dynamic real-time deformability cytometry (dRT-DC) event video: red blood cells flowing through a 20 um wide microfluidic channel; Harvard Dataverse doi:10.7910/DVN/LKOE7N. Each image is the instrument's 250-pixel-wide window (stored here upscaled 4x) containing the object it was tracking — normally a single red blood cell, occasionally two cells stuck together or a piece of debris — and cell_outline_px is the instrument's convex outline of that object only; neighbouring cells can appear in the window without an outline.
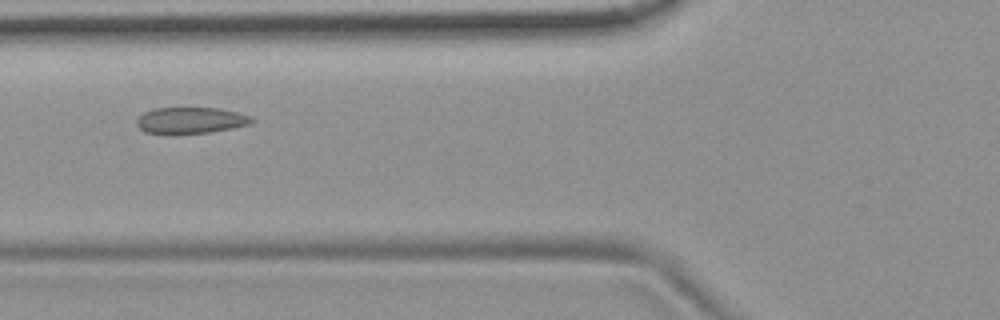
{"species": "common noctule bat (a hibernating species)", "species_latin": "Nyctalus noctula", "temperature_condition": "room temperature", "stored_images_in_passage": 39, "camera_frame_rate_fps": 3000, "um_per_image_px": 0.085, "animal": {"sex": "female", "body_mass_g": 19.9}, "frame": {"image": 1, "passage_image": 9, "time_ms": 2.667, "image_size_px": [1000, 320], "cell_outline_px": [[256, 120], [252, 124], [232, 128], [208, 132], [172, 136], [144, 132], [136, 124], [136, 120], [144, 112], [152, 108], [220, 108], [240, 112], [252, 116]], "centroid_in_image_um": [16.22, 10.25], "position_along_channel_um": 109.6, "area_um2": 18.32}}
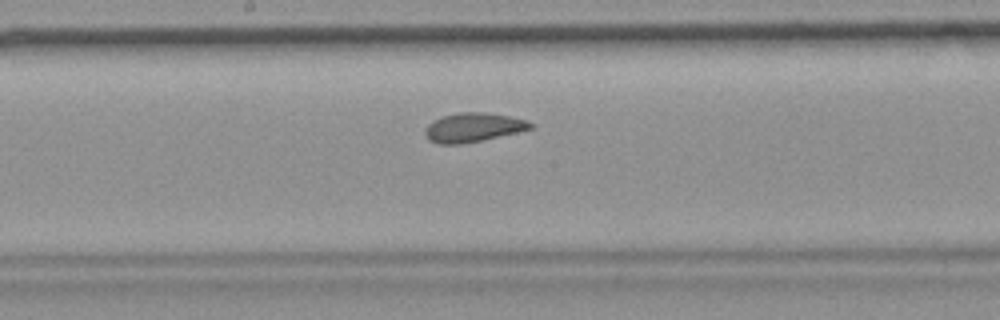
{"frame": {"image": 2, "passage_image": 17, "time_ms": 5.333, "image_size_px": [1000, 320], "cell_outline_px": [[536, 124], [532, 128], [516, 132], [480, 140], [460, 144], [440, 144], [428, 140], [424, 132], [424, 128], [428, 124], [440, 116], [460, 112], [484, 112], [508, 116], [528, 120]], "centroid_in_image_um": [40.19, 10.82], "position_along_channel_um": 208.0, "area_um2": 17.8}}
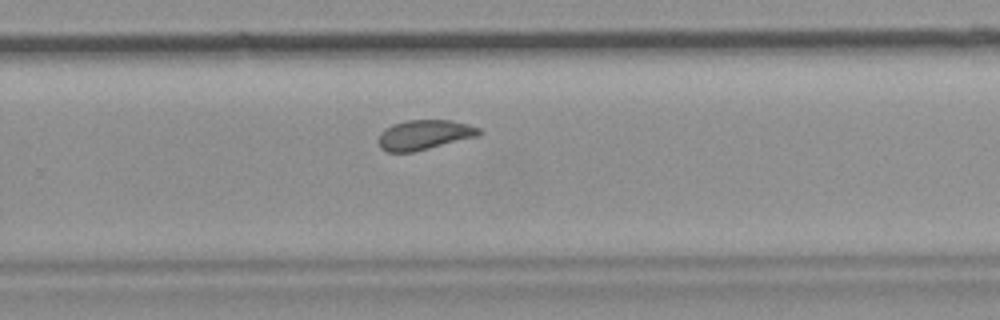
{"frame": {"image": 3, "passage_image": 24, "time_ms": 7.667, "image_size_px": [1000, 320], "cell_outline_px": [[484, 132], [480, 136], [412, 152], [388, 152], [380, 148], [376, 140], [380, 132], [384, 128], [392, 124], [408, 120], [452, 120], [468, 124], [480, 128]], "centroid_in_image_um": [36.06, 11.45], "position_along_channel_um": 293.7, "area_um2": 17.8}, "authors_computed_cell_mechanics": {"area_um2": 18.0336, "velocity_mm_per_s": 3.6913, "shape_relaxation_time_tau1_ms": null, "shape_relaxation_time_tau2_ms": 0.7925, "deformation_change_tau1": null, "deformation_change_tau2": 0.0634}}